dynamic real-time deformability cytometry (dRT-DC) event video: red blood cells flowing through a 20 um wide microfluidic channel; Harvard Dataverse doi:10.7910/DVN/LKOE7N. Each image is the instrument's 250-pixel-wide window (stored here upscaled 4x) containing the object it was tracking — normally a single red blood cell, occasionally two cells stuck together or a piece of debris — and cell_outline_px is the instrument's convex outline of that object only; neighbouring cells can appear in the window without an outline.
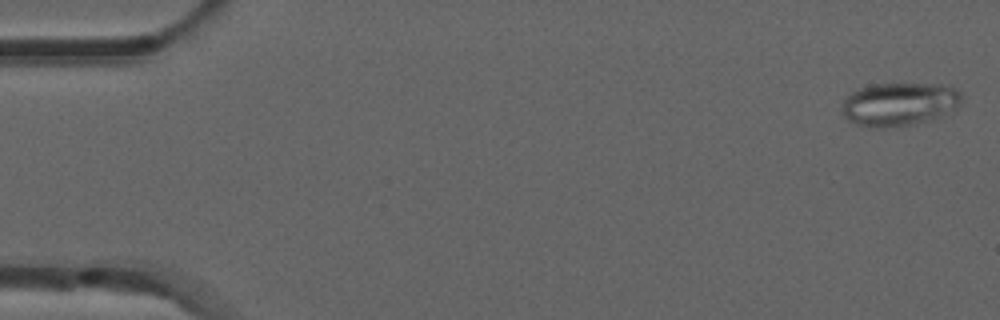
{"species": "common noctule bat (a hibernating species)", "species_latin": "Nyctalus noctula", "temperature_condition": "room temperature", "stored_images_in_passage": 52, "camera_frame_rate_fps": 3000, "um_per_image_px": 0.085, "animal": {"sex": "male", "forearm_length_mm": 52.5}, "frame": {"image": 1, "passage_image": 1, "time_ms": 0.0, "image_size_px": [1000, 320], "cell_outline_px": [[964, 100], [956, 108], [932, 120], [912, 124], [884, 128], [868, 128], [856, 124], [848, 120], [840, 112], [840, 104], [852, 92], [860, 88], [876, 84], [940, 84], [956, 88], [964, 96]], "centroid_in_image_um": [76.43, 8.86], "position_along_channel_um": 8.6, "area_um2": 30.63}}
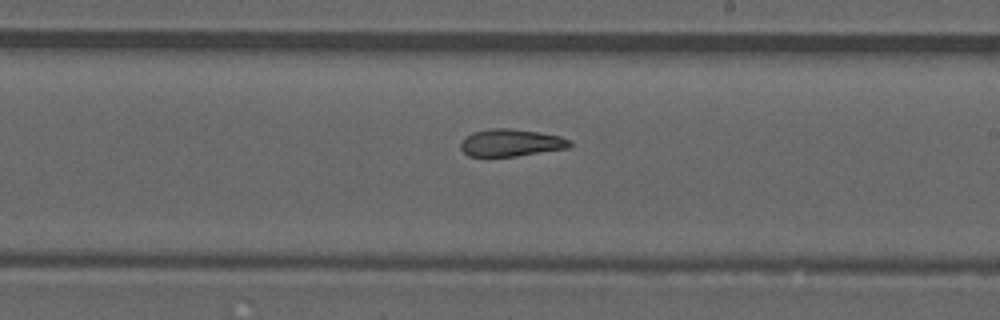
{"frame": {"image": 2, "passage_image": 30, "time_ms": 9.667, "image_size_px": [1000, 320], "cell_outline_px": [[572, 144], [568, 148], [516, 156], [468, 156], [460, 148], [460, 144], [472, 132], [488, 128], [508, 128], [540, 132], [560, 136], [568, 140]], "centroid_in_image_um": [43.42, 12.13], "position_along_channel_um": 245.6, "area_um2": 17.22}}
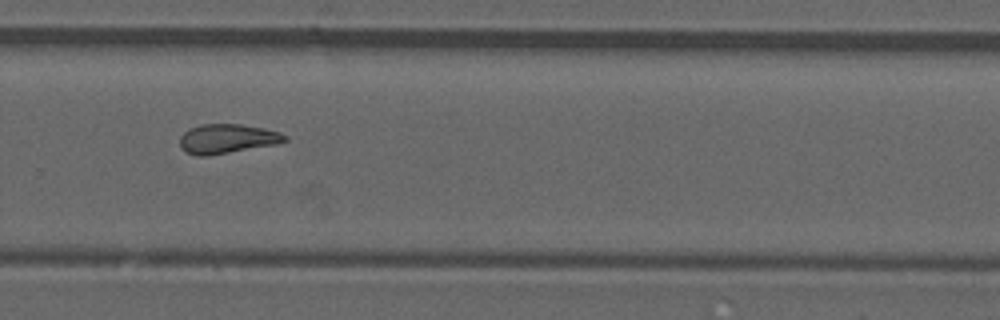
{"frame": {"image": 3, "passage_image": 35, "time_ms": 11.333, "image_size_px": [1000, 320], "cell_outline_px": [[288, 140], [276, 144], [208, 156], [196, 156], [184, 152], [180, 148], [180, 136], [188, 128], [200, 124], [240, 124], [264, 128], [280, 132], [288, 136]], "centroid_in_image_um": [19.28, 11.79], "position_along_channel_um": 310.5, "area_um2": 18.21}, "authors_computed_cell_mechanics": {"area_um2": 18.496, "velocity_mm_per_s": 3.9154, "shape_relaxation_time_tau1_ms": null, "shape_relaxation_time_tau2_ms": 4.1636, "deformation_change_tau1": null, "deformation_change_tau2": 0.1292}}